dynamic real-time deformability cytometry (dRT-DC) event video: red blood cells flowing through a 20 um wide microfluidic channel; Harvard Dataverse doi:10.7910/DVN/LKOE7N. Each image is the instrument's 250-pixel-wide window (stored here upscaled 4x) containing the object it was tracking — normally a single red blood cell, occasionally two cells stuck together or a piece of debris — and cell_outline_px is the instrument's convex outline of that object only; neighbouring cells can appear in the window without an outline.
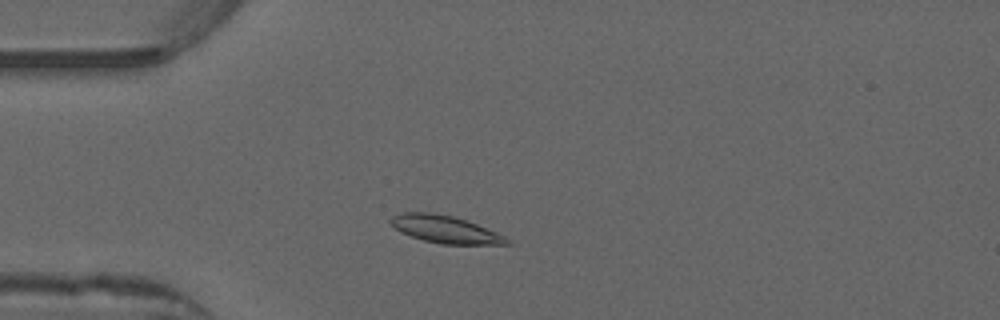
{"species": "common noctule bat (a hibernating species)", "species_latin": "Nyctalus noctula", "temperature_condition": "warm", "stored_images_in_passage": 46, "camera_frame_rate_fps": 3000, "um_per_image_px": 0.085, "animal": {"sex": "male", "forearm_length_mm": 52.5}, "frame": {"image": 1, "passage_image": 8, "time_ms": 2.333, "image_size_px": [1000, 320], "cell_outline_px": [[512, 244], [440, 244], [424, 240], [400, 232], [388, 220], [392, 216], [404, 212], [428, 212], [452, 216], [476, 224], [496, 232], [504, 236]], "centroid_in_image_um": [37.81, 19.49], "position_along_channel_um": 47.2, "area_um2": 18.21}}
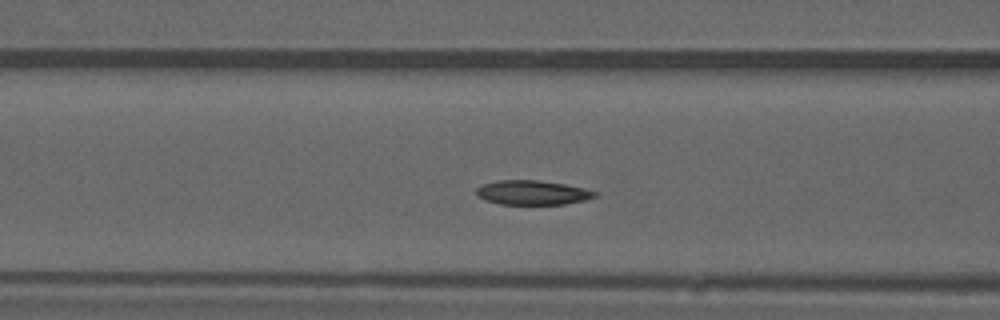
{"frame": {"image": 2, "passage_image": 15, "time_ms": 4.667, "image_size_px": [1000, 320], "cell_outline_px": [[596, 196], [584, 200], [564, 204], [500, 204], [484, 200], [476, 196], [476, 188], [480, 184], [496, 180], [540, 180], [564, 184], [584, 188], [596, 192]], "centroid_in_image_um": [45.18, 16.36], "position_along_channel_um": 121.4, "area_um2": 16.94}}
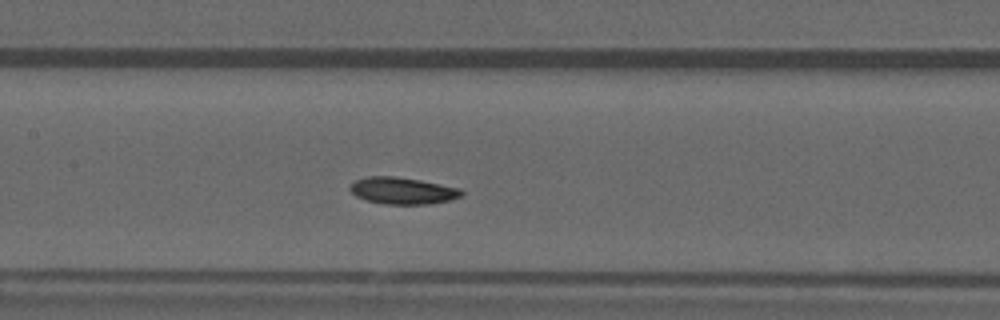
{"frame": {"image": 3, "passage_image": 19, "time_ms": 6.0, "image_size_px": [1000, 320], "cell_outline_px": [[464, 192], [460, 196], [448, 200], [428, 204], [384, 204], [368, 200], [356, 196], [348, 188], [356, 180], [368, 176], [396, 176], [420, 180], [460, 188]], "centroid_in_image_um": [34.21, 16.2], "position_along_channel_um": 173.2, "area_um2": 17.22}, "authors_computed_cell_mechanics": {"area_um2": 17.1088, "velocity_mm_per_s": 3.8887, "shape_relaxation_time_tau1_ms": 3.8691, "shape_relaxation_time_tau2_ms": null, "deformation_change_tau1": 0.0944, "deformation_change_tau2": null}}